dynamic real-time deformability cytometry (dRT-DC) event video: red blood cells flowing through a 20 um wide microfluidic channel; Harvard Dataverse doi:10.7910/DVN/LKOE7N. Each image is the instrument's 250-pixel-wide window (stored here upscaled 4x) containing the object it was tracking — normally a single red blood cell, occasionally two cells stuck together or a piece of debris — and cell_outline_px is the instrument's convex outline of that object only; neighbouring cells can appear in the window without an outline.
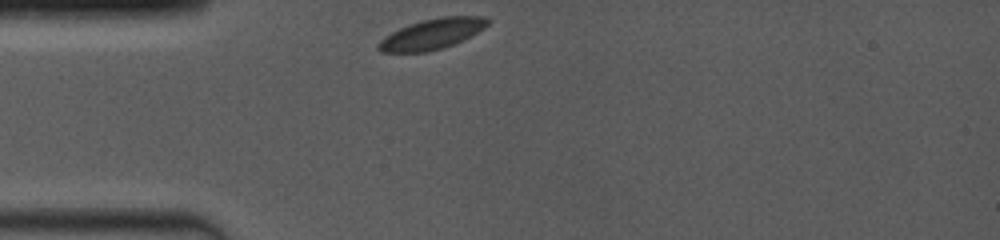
{"species": "common noctule bat (a hibernating species)", "species_latin": "Nyctalus noctula", "temperature_condition": "room temperature", "stored_images_in_passage": 2, "camera_frame_rate_fps": 4000, "um_per_image_px": 0.085, "animal": {"sex": "female", "body_mass_g": 19.0, "forearm_length_mm": 53.3}, "frame": {"image": 1, "passage_image": 1, "time_ms": 0.0, "image_size_px": [1000, 240], "cell_outline_px": [[488, 24], [484, 28], [452, 44], [428, 52], [380, 52], [376, 48], [376, 44], [384, 36], [408, 24], [420, 20], [440, 16], [488, 16]], "centroid_in_image_um": [36.66, 2.87], "position_along_channel_um": 48.3, "area_um2": 19.31}}